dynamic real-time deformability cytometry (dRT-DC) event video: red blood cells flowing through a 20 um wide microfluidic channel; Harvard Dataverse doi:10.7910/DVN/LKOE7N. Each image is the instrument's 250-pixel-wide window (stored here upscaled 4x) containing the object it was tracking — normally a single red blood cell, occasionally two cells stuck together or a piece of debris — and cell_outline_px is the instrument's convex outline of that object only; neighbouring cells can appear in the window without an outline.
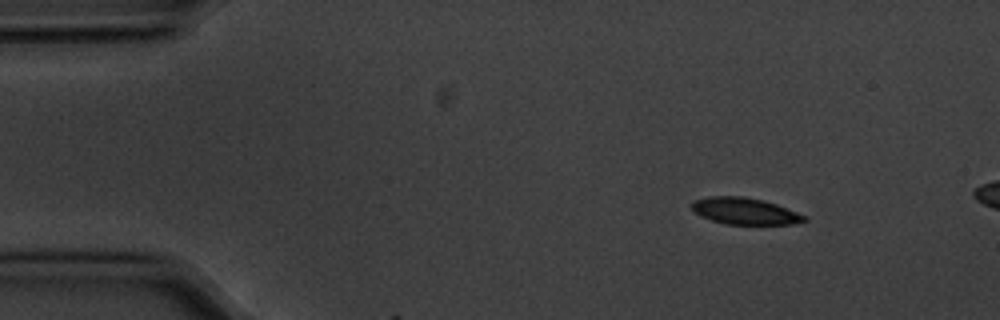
{"species": "common noctule bat (a hibernating species)", "species_latin": "Nyctalus noctula", "temperature_condition": "cold", "stored_images_in_passage": 4, "camera_frame_rate_fps": 3000, "um_per_image_px": 0.085, "animal": {"sex": "male", "body_mass_g": 20.1, "forearm_length_mm": 53.5}, "frame": {"image": 1, "passage_image": 1, "time_ms": 0.0, "image_size_px": [1000, 320], "cell_outline_px": [[808, 220], [792, 224], [724, 224], [700, 216], [692, 212], [692, 200], [712, 196], [744, 196], [764, 200], [776, 204], [796, 212], [804, 216]], "centroid_in_image_um": [63.25, 17.94], "position_along_channel_um": 21.7, "area_um2": 17.46}}